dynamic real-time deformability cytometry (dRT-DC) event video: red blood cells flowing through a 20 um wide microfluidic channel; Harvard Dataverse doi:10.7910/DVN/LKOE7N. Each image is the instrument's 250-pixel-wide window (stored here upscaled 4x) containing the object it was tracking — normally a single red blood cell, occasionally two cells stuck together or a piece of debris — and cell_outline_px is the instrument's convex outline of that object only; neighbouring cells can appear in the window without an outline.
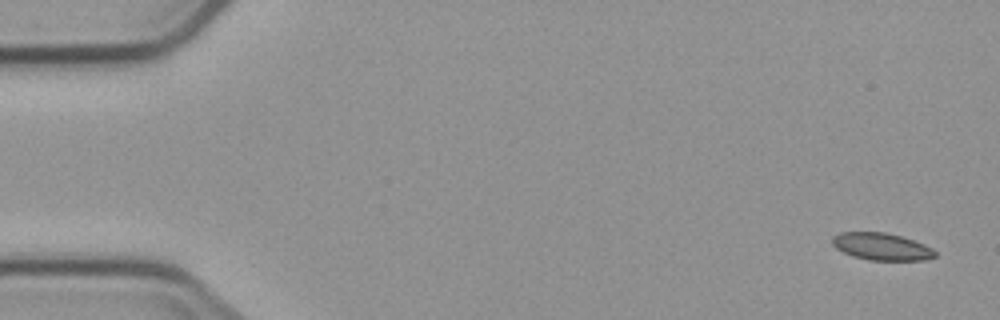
{"species": "common noctule bat (a hibernating species)", "species_latin": "Nyctalus noctula", "temperature_condition": "cold", "stored_images_in_passage": 5, "camera_frame_rate_fps": 3000, "um_per_image_px": 0.085, "animal": {"sex": "male", "body_mass_g": 23.1, "forearm_length_mm": 52.7}, "frame": {"image": 1, "passage_image": 1, "time_ms": 0.0, "image_size_px": [1000, 320], "cell_outline_px": [[936, 256], [924, 260], [872, 260], [852, 256], [836, 248], [832, 244], [832, 236], [840, 232], [884, 232], [900, 236], [924, 244], [932, 248], [936, 252]], "centroid_in_image_um": [74.92, 20.95], "position_along_channel_um": 10.1, "area_um2": 16.18}}
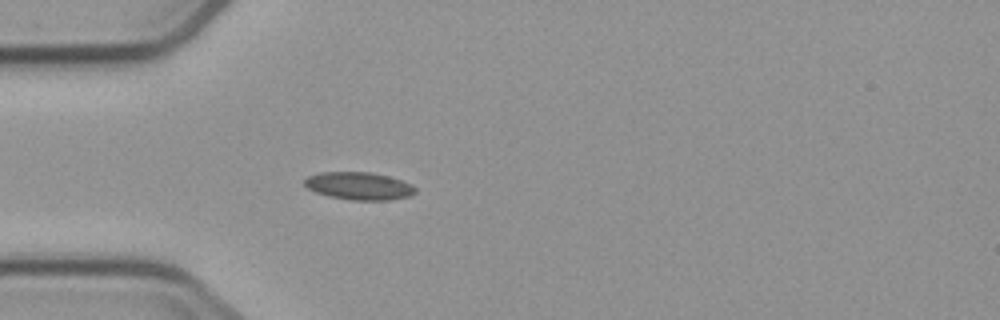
{"frame": {"image": 2, "passage_image": 5, "time_ms": 4.667, "image_size_px": [1000, 320], "cell_outline_px": [[416, 192], [408, 196], [388, 200], [352, 200], [332, 196], [316, 192], [308, 188], [304, 184], [304, 180], [308, 176], [320, 172], [372, 172], [388, 176], [412, 184], [416, 188]], "centroid_in_image_um": [30.52, 15.79], "position_along_channel_um": 54.5, "area_um2": 17.69}}